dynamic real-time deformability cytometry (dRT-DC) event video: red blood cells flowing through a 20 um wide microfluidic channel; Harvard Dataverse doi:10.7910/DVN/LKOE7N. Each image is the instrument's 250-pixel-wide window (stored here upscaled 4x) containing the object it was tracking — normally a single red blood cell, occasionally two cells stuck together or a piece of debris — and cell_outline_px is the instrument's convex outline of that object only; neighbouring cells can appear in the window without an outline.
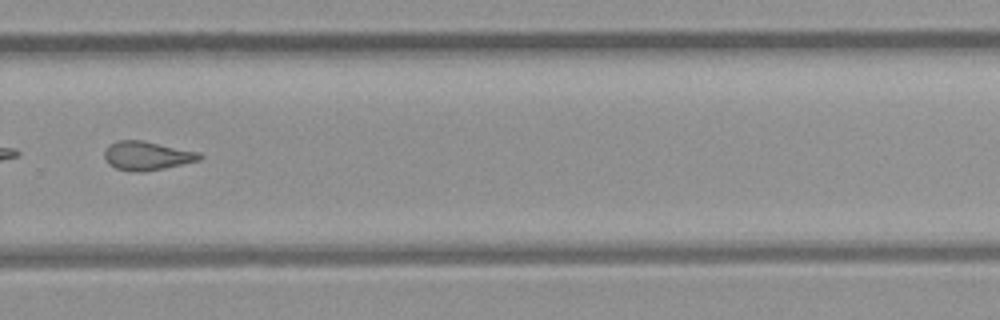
{"species": "common noctule bat (a hibernating species)", "species_latin": "Nyctalus noctula", "temperature_condition": "room temperature", "stored_images_in_passage": 34, "camera_frame_rate_fps": 3000, "um_per_image_px": 0.085, "animal": {"sex": "female", "body_mass_g": 21.9}, "frame": {"image": 1, "passage_image": 20, "time_ms": 6.333, "image_size_px": [1000, 320], "cell_outline_px": [[204, 156], [200, 160], [164, 168], [144, 172], [128, 172], [116, 168], [108, 164], [104, 160], [104, 152], [108, 144], [120, 140], [144, 140], [200, 152]], "centroid_in_image_um": [12.48, 13.24], "position_along_channel_um": 317.3, "area_um2": 16.3}, "authors_computed_cell_mechanics": {"area_um2": 15.9239, "velocity_mm_per_s": 4.2773, "shape_relaxation_time_tau1_ms": null, "shape_relaxation_time_tau2_ms": 2.3535, "deformation_change_tau1": null, "deformation_change_tau2": 0.1192}}